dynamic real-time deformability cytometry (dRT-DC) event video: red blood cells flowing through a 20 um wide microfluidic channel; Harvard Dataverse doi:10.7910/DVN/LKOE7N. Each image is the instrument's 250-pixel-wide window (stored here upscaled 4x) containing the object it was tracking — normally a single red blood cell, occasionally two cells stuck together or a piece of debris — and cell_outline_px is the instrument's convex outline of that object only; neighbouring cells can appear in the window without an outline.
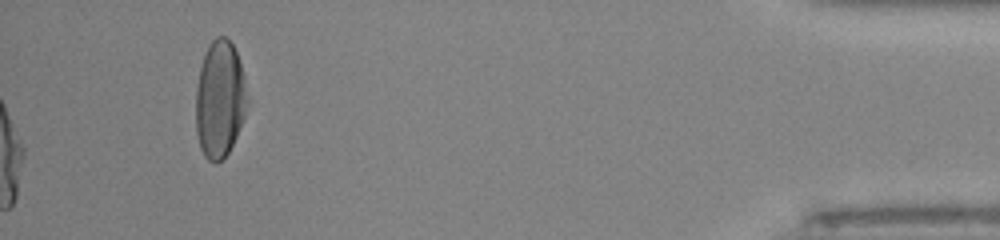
{"species": "human", "species_latin": "Homo sapiens", "temperature_condition": "room temperature", "stored_images_in_passage": 51, "camera_frame_rate_fps": 3000, "um_per_image_px": 0.085, "donor": {"sex": "male"}, "frame": {"image": 1, "passage_image": 51, "time_ms": 16.667, "image_size_px": [1000, 240], "cell_outline_px": [[248, 100], [244, 116], [236, 136], [228, 152], [216, 164], [208, 160], [204, 156], [200, 148], [196, 132], [196, 88], [200, 68], [208, 44], [216, 36], [224, 36], [232, 44], [236, 52], [244, 76]], "centroid_in_image_um": [18.67, 8.44], "position_along_channel_um": 416.5, "area_um2": 34.97}, "authors_computed_cell_mechanics": {"area_um2": 31.0964, "velocity_mm_per_s": 4.0032, "shape_relaxation_time_tau1_ms": 3.6036, "shape_relaxation_time_tau2_ms": null, "deformation_change_tau1": 0.1958, "deformation_change_tau2": null}}